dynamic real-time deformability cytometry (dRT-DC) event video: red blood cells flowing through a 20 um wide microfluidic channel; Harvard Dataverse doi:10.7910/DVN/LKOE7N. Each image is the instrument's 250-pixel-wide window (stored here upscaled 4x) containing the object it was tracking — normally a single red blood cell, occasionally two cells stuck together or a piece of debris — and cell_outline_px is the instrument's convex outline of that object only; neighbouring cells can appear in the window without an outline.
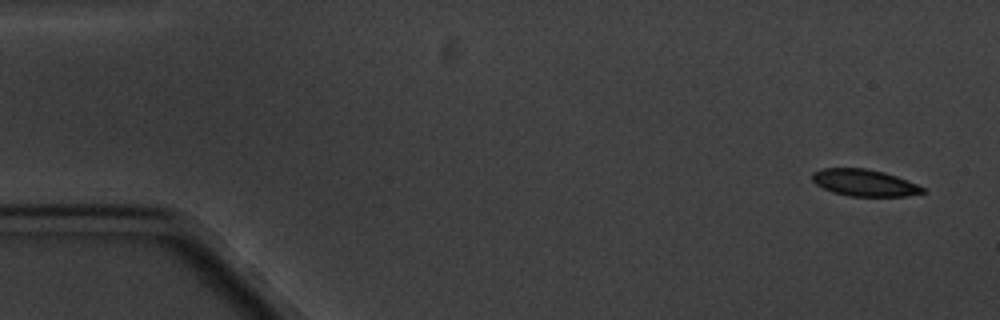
{"species": "common noctule bat (a hibernating species)", "species_latin": "Nyctalus noctula", "temperature_condition": "cold", "stored_images_in_passage": 4, "camera_frame_rate_fps": 3000, "um_per_image_px": 0.085, "animal": {"sex": "male", "body_mass_g": 20.1, "forearm_length_mm": 53.5}, "frame": {"image": 1, "passage_image": 1, "time_ms": 0.0, "image_size_px": [1000, 320], "cell_outline_px": [[924, 192], [904, 196], [848, 196], [832, 192], [816, 184], [812, 180], [812, 172], [820, 168], [864, 168], [884, 172], [896, 176], [916, 184], [924, 188]], "centroid_in_image_um": [73.41, 15.53], "position_along_channel_um": 11.6, "area_um2": 17.11}}
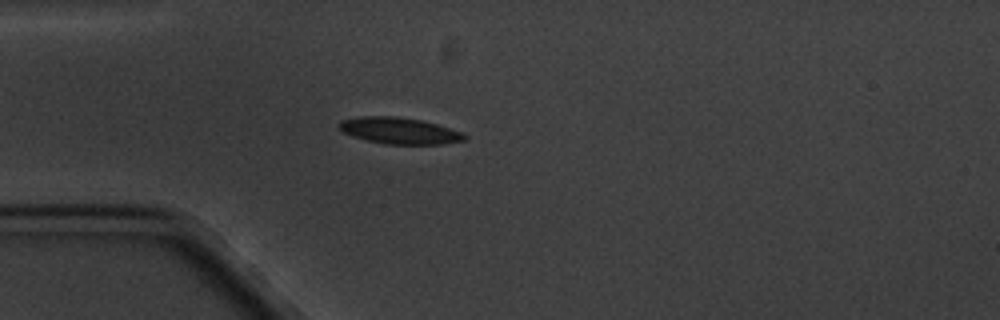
{"frame": {"image": 2, "passage_image": 4, "time_ms": 4.333, "image_size_px": [1000, 320], "cell_outline_px": [[468, 136], [464, 140], [440, 144], [384, 144], [352, 136], [340, 132], [336, 124], [340, 120], [360, 116], [396, 116], [420, 120], [436, 124], [464, 132]], "centroid_in_image_um": [33.89, 11.1], "position_along_channel_um": 51.1, "area_um2": 19.48}}